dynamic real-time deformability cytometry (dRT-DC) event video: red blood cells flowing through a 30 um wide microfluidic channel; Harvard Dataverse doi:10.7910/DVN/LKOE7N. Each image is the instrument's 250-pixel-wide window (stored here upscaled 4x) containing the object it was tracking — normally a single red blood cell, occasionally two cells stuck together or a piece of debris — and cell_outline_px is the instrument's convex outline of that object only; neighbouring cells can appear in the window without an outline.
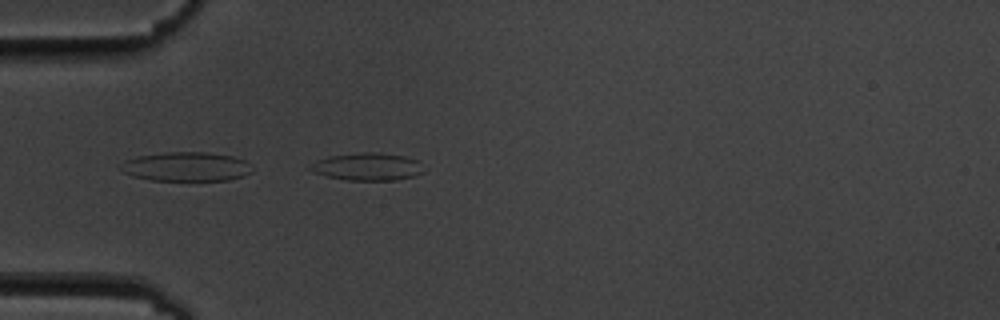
{"species": "common noctule bat (a hibernating species)", "species_latin": "Nyctalus noctula", "temperature_condition": "cold", "stored_images_in_passage": 41, "camera_frame_rate_fps": 3000, "um_per_image_px": 0.085, "animal": {"sex": "male", "body_mass_g": 19.5, "forearm_length_mm": 54.6}, "frame": {"image": 1, "passage_image": 1, "time_ms": 0.0, "image_size_px": [1000, 320], "cell_outline_px": [[424, 172], [416, 176], [396, 180], [348, 180], [324, 176], [312, 172], [308, 168], [316, 160], [332, 156], [360, 152], [380, 152], [404, 156], [420, 160]], "centroid_in_image_um": [31.27, 14.17], "position_along_channel_um": 53.7, "area_um2": 18.44}}
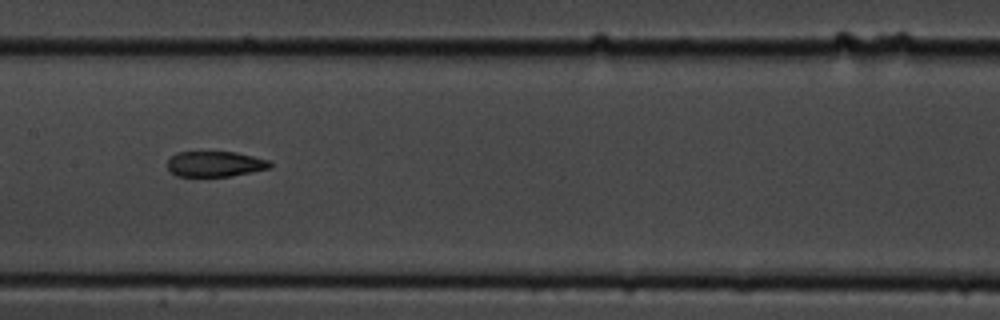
{"frame": {"image": 2, "passage_image": 13, "time_ms": 4.0, "image_size_px": [1000, 320], "cell_outline_px": [[272, 168], [232, 176], [176, 176], [168, 168], [168, 160], [176, 152], [236, 152], [268, 160], [272, 164]], "centroid_in_image_um": [18.3, 13.94], "position_along_channel_um": 189.1, "area_um2": 15.2}}
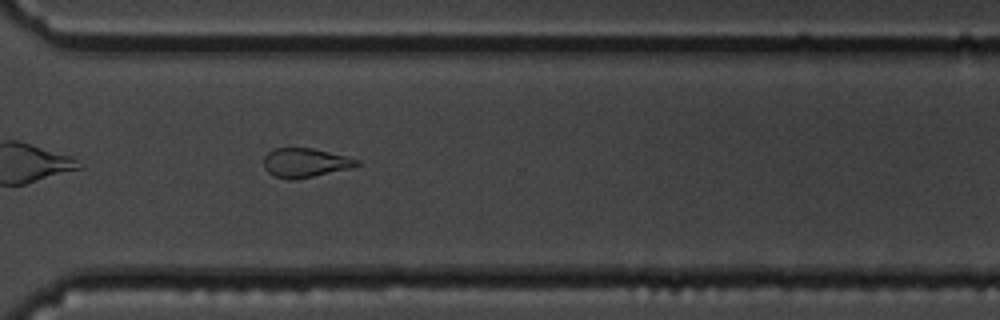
{"frame": {"image": 3, "passage_image": 26, "time_ms": 8.333, "image_size_px": [1000, 320], "cell_outline_px": [[360, 164], [352, 168], [296, 180], [288, 180], [272, 176], [264, 168], [264, 156], [268, 152], [276, 148], [312, 148], [360, 160]], "centroid_in_image_um": [25.92, 13.85], "position_along_channel_um": 344.7, "area_um2": 15.9}, "authors_computed_cell_mechanics": {"area_um2": 17.1088, "velocity_mm_per_s": 3.5977, "shape_relaxation_time_tau1_ms": null, "shape_relaxation_time_tau2_ms": 3.7819, "deformation_change_tau1": null, "deformation_change_tau2": 0.1249}}